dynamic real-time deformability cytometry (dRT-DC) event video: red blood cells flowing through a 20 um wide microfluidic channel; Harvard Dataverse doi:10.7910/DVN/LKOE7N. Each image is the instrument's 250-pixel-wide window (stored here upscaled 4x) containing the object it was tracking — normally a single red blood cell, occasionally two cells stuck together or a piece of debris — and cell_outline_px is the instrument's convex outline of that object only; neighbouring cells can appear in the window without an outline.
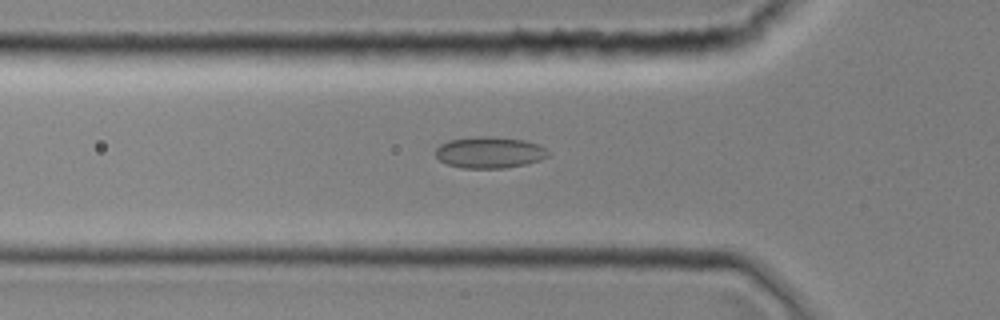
{"species": "common noctule bat (a hibernating species)", "species_latin": "Nyctalus noctula", "temperature_condition": "room temperature", "stored_images_in_passage": 39, "camera_frame_rate_fps": 3000, "um_per_image_px": 0.085, "animal": {"sex": "female", "body_mass_g": 19.0, "forearm_length_mm": 51.5}, "frame": {"image": 1, "passage_image": 13, "time_ms": 4.0, "image_size_px": [1000, 320], "cell_outline_px": [[548, 156], [540, 160], [524, 164], [504, 168], [464, 168], [448, 164], [440, 160], [436, 156], [436, 148], [440, 144], [448, 140], [476, 136], [492, 136], [524, 140], [540, 144], [548, 152]], "centroid_in_image_um": [41.6, 12.94], "position_along_channel_um": 84.2, "area_um2": 20.58}}
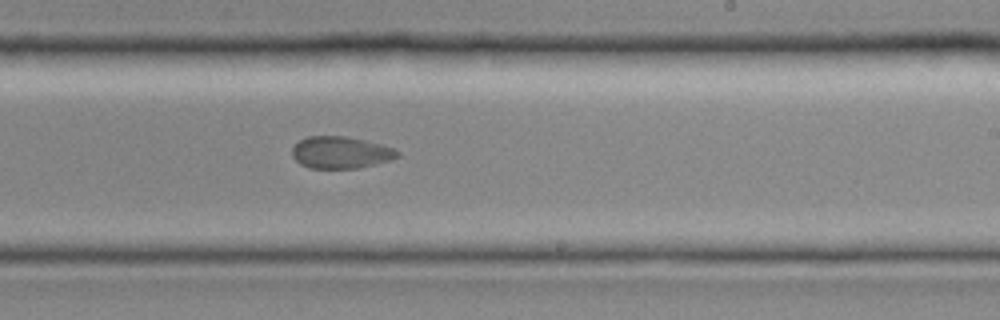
{"frame": {"image": 2, "passage_image": 24, "time_ms": 7.667, "image_size_px": [1000, 320], "cell_outline_px": [[400, 156], [392, 160], [376, 164], [356, 168], [308, 168], [300, 164], [292, 156], [292, 148], [300, 140], [308, 136], [348, 136], [396, 148], [400, 152]], "centroid_in_image_um": [28.99, 12.96], "position_along_channel_um": 260.0, "area_um2": 19.77}}
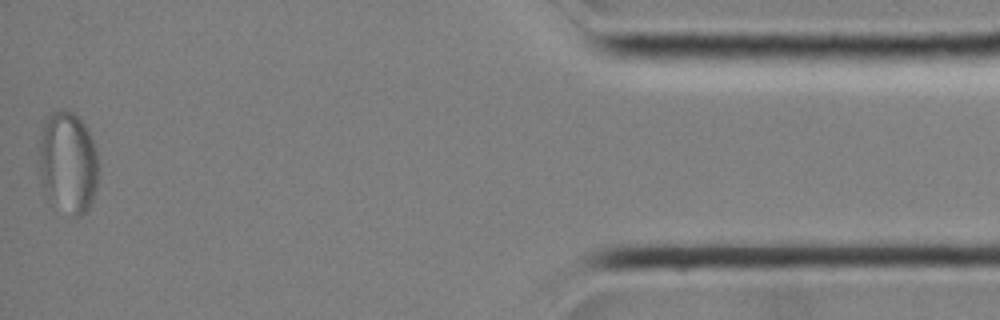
{"frame": {"image": 3, "passage_image": 39, "time_ms": 12.667, "image_size_px": [1000, 320], "cell_outline_px": [[100, 168], [96, 188], [92, 200], [88, 208], [80, 216], [72, 216], [48, 200], [44, 192], [36, 172], [36, 140], [44, 116], [60, 108], [64, 108], [72, 112], [84, 124], [96, 148]], "centroid_in_image_um": [5.68, 13.77], "position_along_channel_um": 429.5, "area_um2": 37.22}}